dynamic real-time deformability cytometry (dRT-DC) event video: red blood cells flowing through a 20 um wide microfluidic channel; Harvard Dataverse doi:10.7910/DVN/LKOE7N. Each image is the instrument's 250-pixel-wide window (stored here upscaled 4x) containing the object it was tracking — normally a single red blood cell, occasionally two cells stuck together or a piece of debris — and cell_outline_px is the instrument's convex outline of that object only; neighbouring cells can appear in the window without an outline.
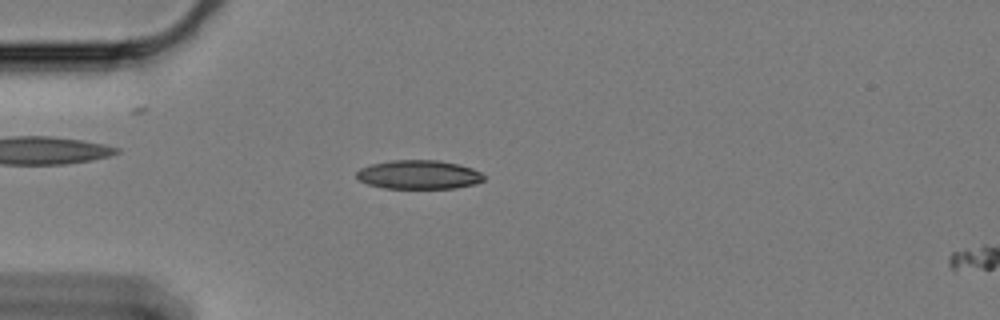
{"species": "Egyptian fruit bat (a non-hibernating species)", "species_latin": "Rousettus aegyptiacus", "temperature_condition": "cold", "stored_images_in_passage": 16, "camera_frame_rate_fps": 3000, "um_per_image_px": 0.085, "animal": {"sex": "female"}, "frame": {"image": 1, "passage_image": 14, "time_ms": 4.333, "image_size_px": [1000, 320], "cell_outline_px": [[484, 180], [476, 184], [456, 188], [384, 188], [368, 184], [360, 180], [356, 176], [356, 172], [360, 168], [372, 164], [392, 160], [440, 160], [472, 168], [480, 172], [484, 176]], "centroid_in_image_um": [35.6, 14.84], "position_along_channel_um": 49.4, "area_um2": 21.39}}